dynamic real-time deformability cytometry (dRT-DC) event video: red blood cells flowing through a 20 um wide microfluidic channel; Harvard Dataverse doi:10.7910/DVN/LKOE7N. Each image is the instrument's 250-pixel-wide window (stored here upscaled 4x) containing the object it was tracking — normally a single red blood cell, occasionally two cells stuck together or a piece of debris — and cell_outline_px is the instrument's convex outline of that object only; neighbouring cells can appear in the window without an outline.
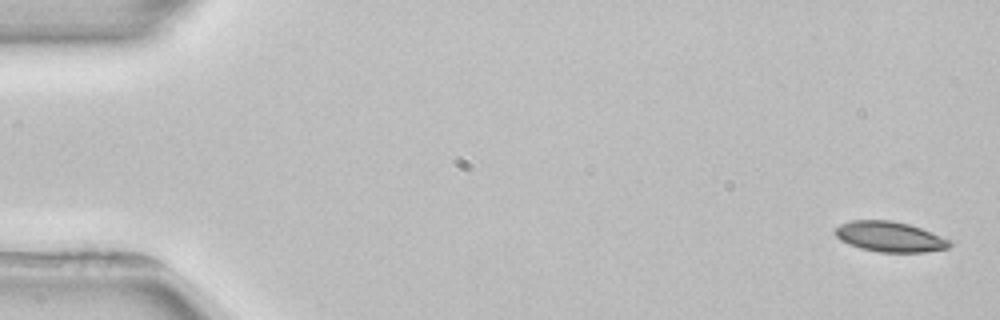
{"species": "common noctule bat (a hibernating species)", "species_latin": "Nyctalus noctula", "temperature_condition": "room temperature", "stored_images_in_passage": 5, "camera_frame_rate_fps": 3000, "um_per_image_px": 0.085, "animal": {"sex": "female", "body_mass_g": 22.7, "forearm_length_mm": 54.2}, "frame": {"image": 1, "passage_image": 1, "time_ms": 0.0, "image_size_px": [1000, 320], "cell_outline_px": [[952, 244], [948, 248], [924, 252], [880, 252], [860, 248], [848, 244], [840, 240], [836, 236], [836, 228], [840, 224], [852, 220], [892, 220], [908, 224], [920, 228], [952, 240]], "centroid_in_image_um": [75.64, 20.12], "position_along_channel_um": 9.4, "area_um2": 20.17}}
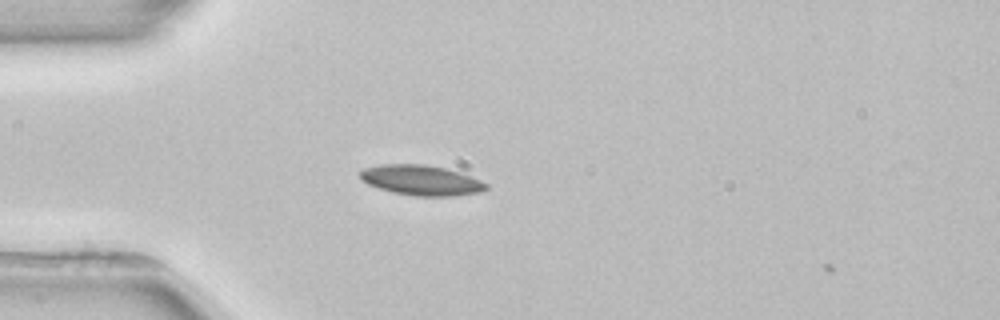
{"frame": {"image": 2, "passage_image": 4, "time_ms": 4.333, "image_size_px": [1000, 320], "cell_outline_px": [[488, 188], [484, 192], [452, 196], [416, 196], [392, 192], [368, 184], [360, 180], [360, 172], [364, 168], [380, 164], [424, 164], [444, 168], [460, 172], [472, 176], [488, 184]], "centroid_in_image_um": [35.83, 15.32], "position_along_channel_um": 49.2, "area_um2": 22.31}}